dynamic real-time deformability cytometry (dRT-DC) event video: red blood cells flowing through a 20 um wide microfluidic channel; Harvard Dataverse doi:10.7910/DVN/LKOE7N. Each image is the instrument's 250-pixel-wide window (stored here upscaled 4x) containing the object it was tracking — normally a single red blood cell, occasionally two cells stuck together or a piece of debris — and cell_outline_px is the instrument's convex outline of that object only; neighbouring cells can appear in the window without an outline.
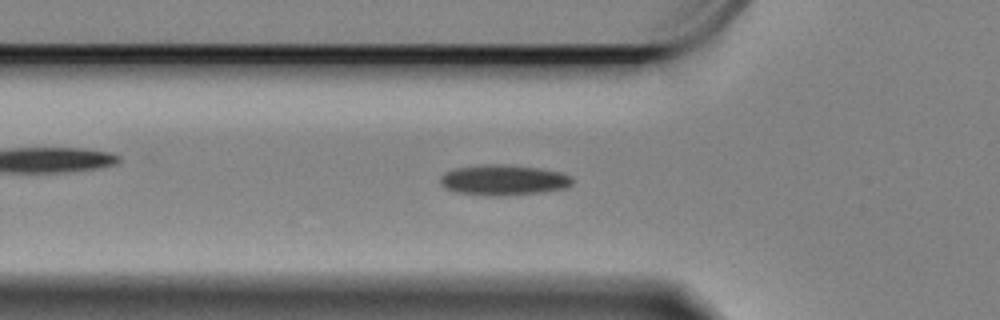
{"species": "Egyptian fruit bat (a non-hibernating species)", "species_latin": "Rousettus aegyptiacus", "temperature_condition": "cold", "stored_images_in_passage": 40, "camera_frame_rate_fps": 3000, "um_per_image_px": 0.085, "animal": {"sex": "female"}, "frame": {"image": 1, "passage_image": 3, "time_ms": 0.667, "image_size_px": [1000, 320], "cell_outline_px": [[572, 184], [564, 188], [540, 192], [504, 196], [484, 196], [456, 192], [444, 188], [440, 184], [440, 176], [444, 172], [456, 168], [484, 164], [500, 164], [540, 168], [560, 172], [568, 176], [572, 180]], "centroid_in_image_um": [42.73, 15.31], "position_along_channel_um": 83.1, "area_um2": 23.52}}
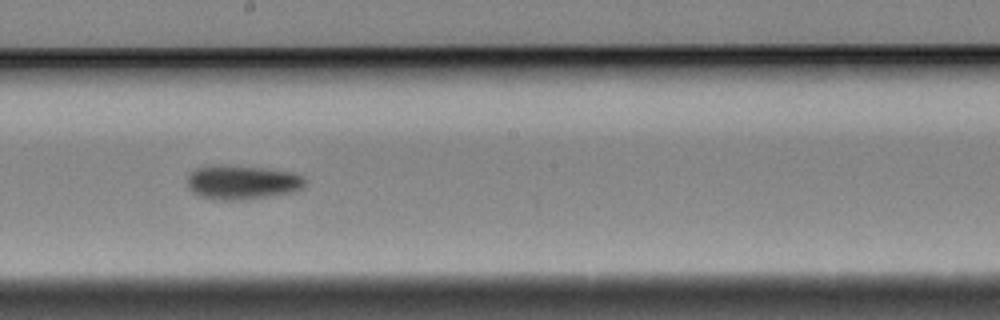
{"frame": {"image": 2, "passage_image": 16, "time_ms": 5.0, "image_size_px": [1000, 320], "cell_outline_px": [[308, 180], [304, 188], [296, 192], [248, 200], [212, 200], [200, 196], [192, 192], [188, 188], [188, 176], [196, 168], [264, 168], [292, 172], [304, 176]], "centroid_in_image_um": [20.7, 15.57], "position_along_channel_um": 227.5, "area_um2": 23.06}}
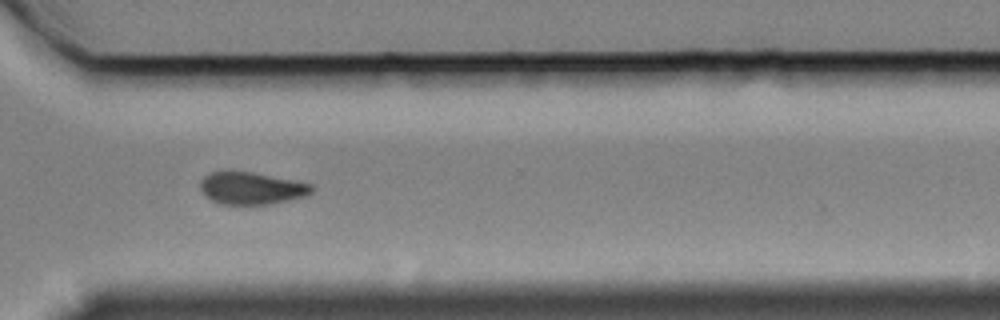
{"frame": {"image": 3, "passage_image": 27, "time_ms": 8.667, "image_size_px": [1000, 320], "cell_outline_px": [[316, 188], [308, 196], [268, 204], [224, 204], [212, 200], [204, 196], [200, 188], [200, 180], [208, 172], [228, 168], [252, 172], [312, 184]], "centroid_in_image_um": [21.33, 15.96], "position_along_channel_um": 349.3, "area_um2": 21.5}, "authors_computed_cell_mechanics": {"area_um2": 22.4553, "velocity_mm_per_s": 3.3218, "shape_relaxation_time_tau1_ms": 4.9634, "shape_relaxation_time_tau2_ms": null, "deformation_change_tau1": 0.1106, "deformation_change_tau2": null}}